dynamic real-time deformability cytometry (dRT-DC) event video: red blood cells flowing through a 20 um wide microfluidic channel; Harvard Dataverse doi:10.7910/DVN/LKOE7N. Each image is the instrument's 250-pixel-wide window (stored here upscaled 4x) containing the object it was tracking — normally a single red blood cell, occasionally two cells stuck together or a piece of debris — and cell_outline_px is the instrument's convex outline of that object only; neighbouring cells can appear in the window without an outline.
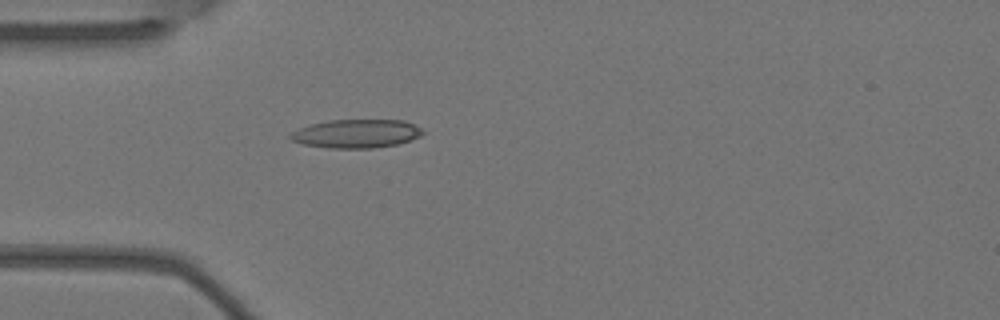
{"species": "Egyptian fruit bat (a non-hibernating species)", "species_latin": "Rousettus aegyptiacus", "temperature_condition": "warm", "stored_images_in_passage": 4, "camera_frame_rate_fps": 3000, "um_per_image_px": 0.085, "animal": {"sex": "female"}, "frame": {"image": 1, "passage_image": 4, "time_ms": 1.0, "image_size_px": [1000, 320], "cell_outline_px": [[424, 132], [420, 136], [396, 144], [372, 148], [328, 148], [304, 144], [292, 140], [288, 136], [292, 132], [308, 124], [328, 120], [404, 120], [424, 128]], "centroid_in_image_um": [30.29, 11.35], "position_along_channel_um": 54.7, "area_um2": 22.02}}